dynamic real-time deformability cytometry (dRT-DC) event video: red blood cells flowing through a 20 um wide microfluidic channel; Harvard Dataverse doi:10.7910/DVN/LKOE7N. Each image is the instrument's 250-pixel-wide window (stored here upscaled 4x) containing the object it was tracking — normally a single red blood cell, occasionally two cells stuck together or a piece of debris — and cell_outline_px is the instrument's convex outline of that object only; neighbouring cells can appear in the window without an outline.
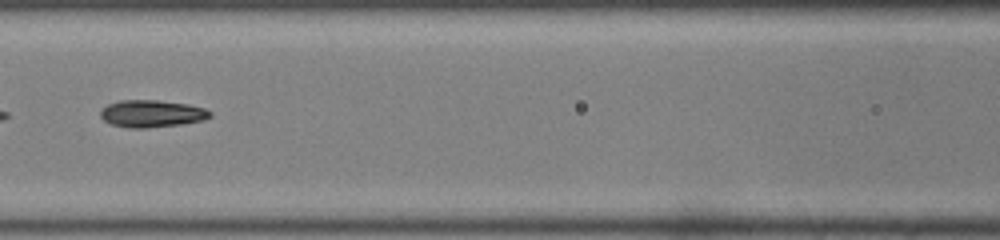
{"species": "common noctule bat (a hibernating species)", "species_latin": "Nyctalus noctula", "temperature_condition": "room temperature", "stored_images_in_passage": 31, "camera_frame_rate_fps": 3000, "um_per_image_px": 0.085, "animal": {"sex": "male", "body_mass_g": 19.0, "forearm_length_mm": 50.8}, "frame": {"image": 1, "passage_image": 10, "time_ms": 3.0, "image_size_px": [1000, 240], "cell_outline_px": [[212, 116], [204, 120], [180, 124], [148, 128], [128, 128], [112, 124], [104, 120], [100, 116], [100, 112], [108, 104], [120, 100], [156, 100], [188, 104], [204, 108], [212, 112]], "centroid_in_image_um": [12.92, 9.66], "position_along_channel_um": 153.7, "area_um2": 17.34}}
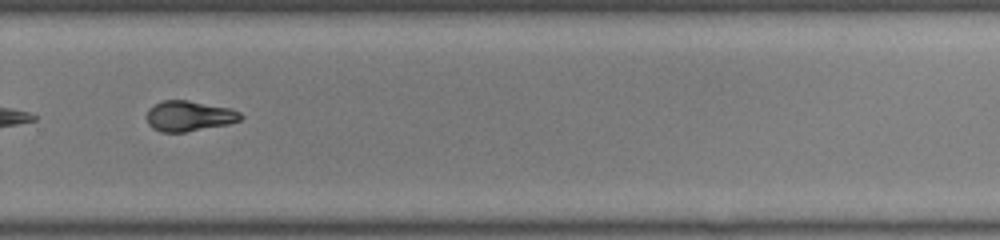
{"frame": {"image": 2, "passage_image": 22, "time_ms": 7.0, "image_size_px": [1000, 240], "cell_outline_px": [[244, 116], [240, 120], [228, 124], [184, 132], [160, 132], [152, 128], [148, 124], [148, 108], [164, 100], [188, 100], [232, 108], [240, 112]], "centroid_in_image_um": [16.1, 9.86], "position_along_channel_um": 313.7, "area_um2": 16.65}, "authors_computed_cell_mechanics": {"area_um2": 16.8776, "velocity_mm_per_s": 4.008, "shape_relaxation_time_tau1_ms": 4.813, "shape_relaxation_time_tau2_ms": 2.7618, "deformation_change_tau1": 0.194, "deformation_change_tau2": 0.0957}}